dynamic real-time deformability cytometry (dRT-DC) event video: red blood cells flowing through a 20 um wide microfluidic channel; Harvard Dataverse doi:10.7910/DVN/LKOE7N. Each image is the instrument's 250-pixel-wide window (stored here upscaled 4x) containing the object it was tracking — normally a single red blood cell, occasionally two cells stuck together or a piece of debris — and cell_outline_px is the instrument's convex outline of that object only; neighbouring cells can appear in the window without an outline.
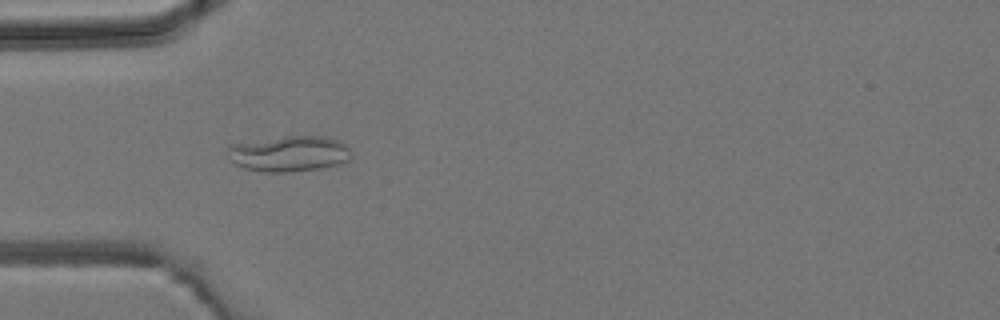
{"species": "common noctule bat (a hibernating species)", "species_latin": "Nyctalus noctula", "temperature_condition": "room temperature", "stored_images_in_passage": 5, "camera_frame_rate_fps": 3000, "um_per_image_px": 0.085, "animal": {"sex": "male", "body_mass_g": 19.2, "forearm_length_mm": 51.8}, "frame": {"image": 1, "passage_image": 3, "time_ms": 3.0, "image_size_px": [1000, 320], "cell_outline_px": [[352, 156], [348, 160], [336, 164], [320, 168], [292, 172], [260, 172], [244, 168], [236, 164], [232, 160], [228, 148], [228, 144], [284, 136], [320, 136], [336, 140], [344, 144], [348, 148]], "centroid_in_image_um": [24.55, 13.06], "position_along_channel_um": 60.5, "area_um2": 25.55}}
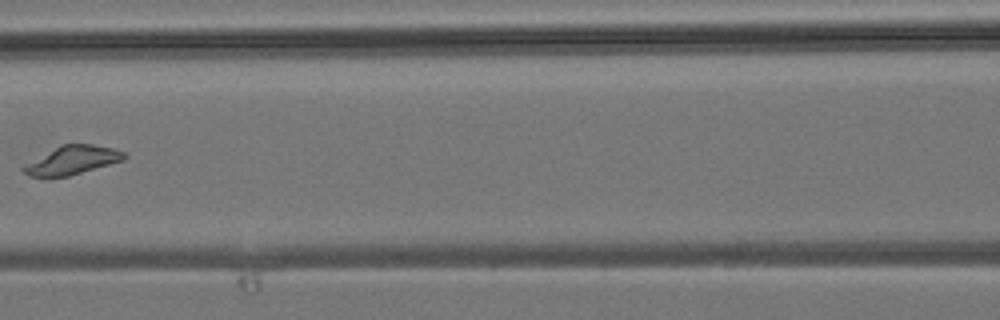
{"frame": {"image": 2, "passage_image": 5, "time_ms": 5.333, "image_size_px": [1000, 320], "cell_outline_px": [[128, 156], [124, 160], [68, 176], [48, 180], [28, 176], [20, 168], [60, 144], [92, 144], [112, 148], [124, 152]], "centroid_in_image_um": [6.1, 13.65], "position_along_channel_um": 160.5, "area_um2": 16.99}}